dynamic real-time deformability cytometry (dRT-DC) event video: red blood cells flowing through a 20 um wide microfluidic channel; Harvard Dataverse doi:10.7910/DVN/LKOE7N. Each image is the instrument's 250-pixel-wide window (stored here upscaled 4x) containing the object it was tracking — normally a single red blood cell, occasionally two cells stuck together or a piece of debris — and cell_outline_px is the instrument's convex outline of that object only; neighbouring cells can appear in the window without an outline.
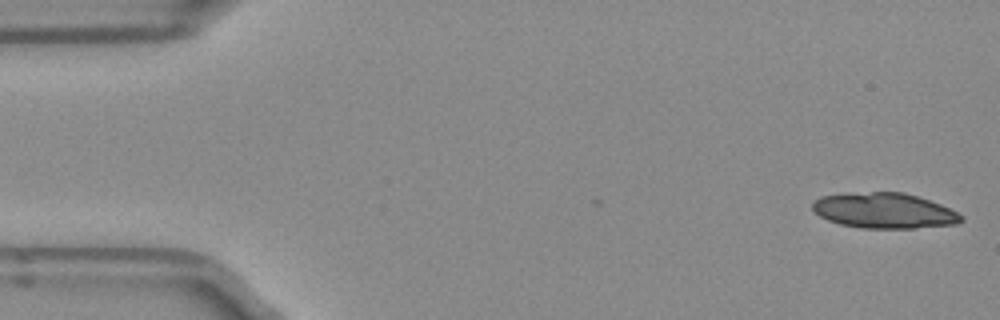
{"species": "Egyptian fruit bat (a non-hibernating species)", "species_latin": "Rousettus aegyptiacus", "temperature_condition": "room temperature", "stored_images_in_passage": 23, "camera_frame_rate_fps": 3000, "um_per_image_px": 0.085, "frame": {"image": 1, "passage_image": 1, "time_ms": 0.0, "image_size_px": [1000, 320], "cell_outline_px": [[964, 220], [956, 224], [916, 228], [860, 228], [840, 224], [828, 220], [812, 212], [812, 204], [820, 196], [848, 192], [904, 192], [940, 204], [964, 216]], "centroid_in_image_um": [75.12, 17.9], "position_along_channel_um": 9.9, "area_um2": 30.87}}
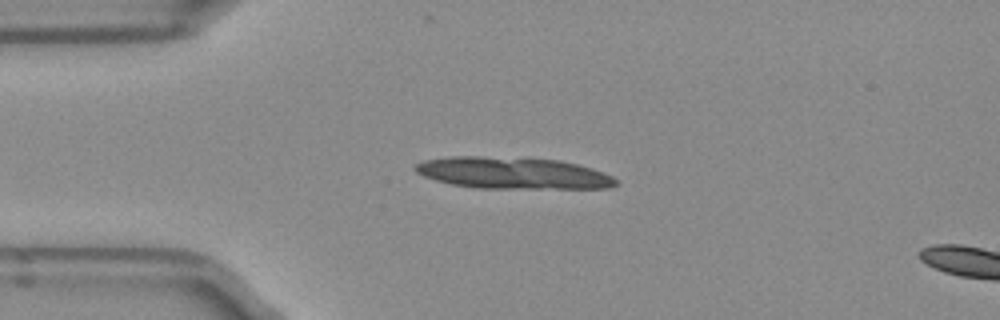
{"frame": {"image": 2, "passage_image": 11, "time_ms": 3.333, "image_size_px": [1000, 320], "cell_outline_px": [[620, 184], [612, 188], [476, 188], [452, 184], [436, 180], [424, 176], [416, 172], [412, 168], [416, 164], [424, 160], [452, 156], [476, 156], [560, 160], [592, 168], [612, 176], [620, 180]], "centroid_in_image_um": [43.62, 14.71], "position_along_channel_um": 41.4, "area_um2": 37.05}}